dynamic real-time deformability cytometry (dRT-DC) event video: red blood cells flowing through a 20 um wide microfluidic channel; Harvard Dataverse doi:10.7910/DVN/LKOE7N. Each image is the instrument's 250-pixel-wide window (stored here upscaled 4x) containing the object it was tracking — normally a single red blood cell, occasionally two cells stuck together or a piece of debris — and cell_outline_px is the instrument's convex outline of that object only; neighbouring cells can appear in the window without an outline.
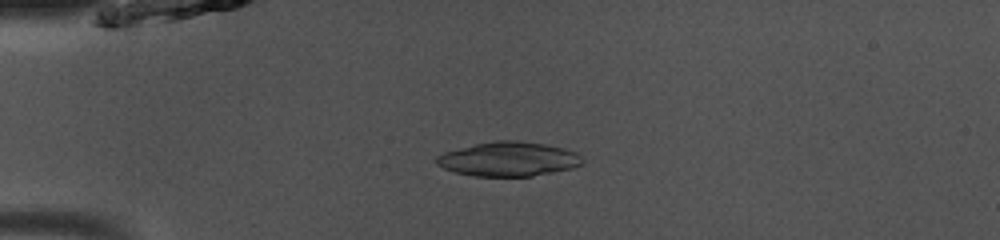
{"species": "common noctule bat (a hibernating species)", "species_latin": "Nyctalus noctula", "temperature_condition": "room temperature", "stored_images_in_passage": 34, "camera_frame_rate_fps": 3000, "um_per_image_px": 0.085, "animal": {"sex": "male", "body_mass_g": 13.0, "forearm_length_mm": 53.1}, "frame": {"image": 1, "passage_image": 4, "time_ms": 1.0, "image_size_px": [1000, 240], "cell_outline_px": [[584, 160], [580, 164], [572, 168], [532, 176], [472, 176], [456, 172], [444, 168], [436, 164], [436, 156], [444, 152], [476, 144], [496, 140], [516, 140], [544, 144], [564, 148], [576, 152]], "centroid_in_image_um": [43.22, 13.52], "position_along_channel_um": 41.8, "area_um2": 29.02}}
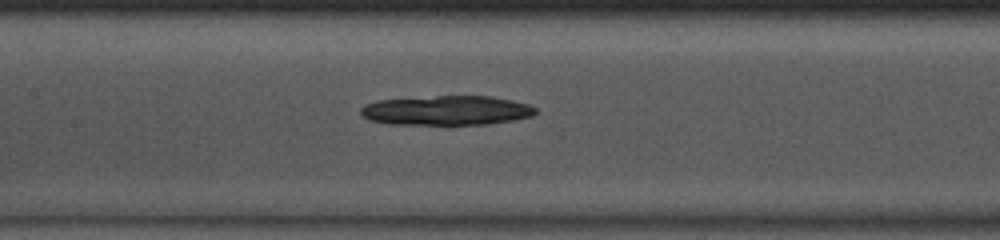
{"frame": {"image": 2, "passage_image": 15, "time_ms": 4.667, "image_size_px": [1000, 240], "cell_outline_px": [[536, 112], [532, 116], [512, 120], [488, 124], [388, 124], [368, 120], [360, 116], [360, 108], [364, 104], [380, 100], [436, 96], [492, 96], [512, 100], [528, 104], [536, 108]], "centroid_in_image_um": [37.92, 9.39], "position_along_channel_um": 169.5, "area_um2": 30.11}}
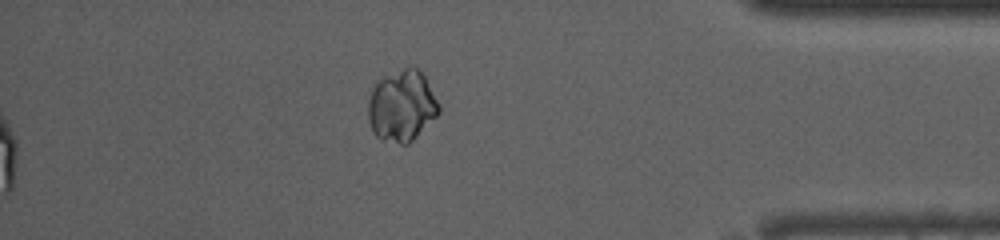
{"frame": {"image": 3, "passage_image": 34, "time_ms": 11.0, "image_size_px": [1000, 240], "cell_outline_px": [[440, 112], [408, 144], [400, 144], [384, 140], [376, 136], [372, 132], [368, 120], [368, 100], [372, 88], [376, 80], [408, 64], [412, 64], [420, 68], [440, 104]], "centroid_in_image_um": [34.14, 8.94], "position_along_channel_um": 401.1, "area_um2": 29.94}}